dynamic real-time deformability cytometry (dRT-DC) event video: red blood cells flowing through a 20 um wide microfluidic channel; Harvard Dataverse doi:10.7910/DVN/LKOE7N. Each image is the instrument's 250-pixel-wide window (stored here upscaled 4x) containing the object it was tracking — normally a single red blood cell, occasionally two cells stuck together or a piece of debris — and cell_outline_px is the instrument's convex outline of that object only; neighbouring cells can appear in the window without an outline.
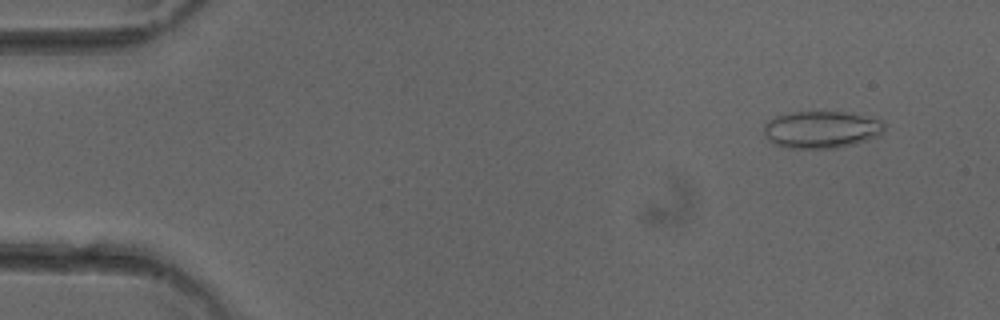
{"species": "common noctule bat (a hibernating species)", "species_latin": "Nyctalus noctula", "temperature_condition": "cold", "stored_images_in_passage": 50, "camera_frame_rate_fps": 3000, "um_per_image_px": 0.085, "animal": {"sex": "female"}, "frame": {"image": 1, "passage_image": 4, "time_ms": 1.0, "image_size_px": [1000, 320], "cell_outline_px": [[884, 128], [880, 136], [852, 144], [836, 148], [792, 148], [772, 144], [768, 140], [764, 132], [764, 124], [768, 120], [776, 116], [792, 112], [844, 112], [880, 120], [884, 124]], "centroid_in_image_um": [69.78, 11.02], "position_along_channel_um": 15.2, "area_um2": 25.89}}
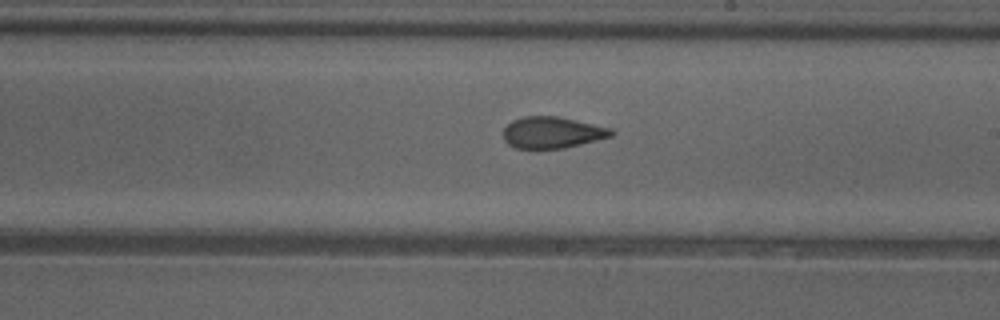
{"frame": {"image": 2, "passage_image": 29, "time_ms": 9.333, "image_size_px": [1000, 320], "cell_outline_px": [[616, 132], [612, 136], [564, 148], [516, 148], [508, 144], [504, 140], [504, 128], [512, 120], [524, 116], [560, 116], [612, 128]], "centroid_in_image_um": [46.96, 11.25], "position_along_channel_um": 242.0, "area_um2": 19.83}}
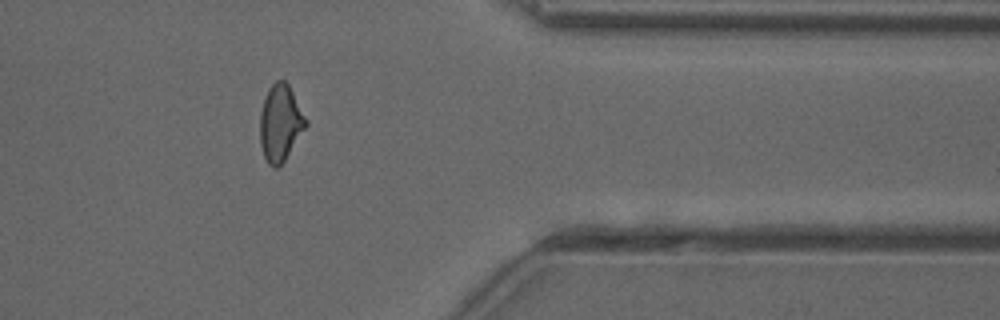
{"frame": {"image": 3, "passage_image": 41, "time_ms": 13.333, "image_size_px": [1000, 320], "cell_outline_px": [[308, 124], [284, 160], [276, 168], [272, 168], [268, 164], [264, 156], [260, 144], [260, 112], [268, 88], [276, 80], [284, 80], [288, 84], [308, 120]], "centroid_in_image_um": [23.82, 10.45], "position_along_channel_um": 387.6, "area_um2": 20.35}, "authors_computed_cell_mechanics": {"area_um2": 20.8658, "velocity_mm_per_s": 4.0655, "shape_relaxation_time_tau1_ms": null, "shape_relaxation_time_tau2_ms": 1.5318, "deformation_change_tau1": null, "deformation_change_tau2": 0.0818}}